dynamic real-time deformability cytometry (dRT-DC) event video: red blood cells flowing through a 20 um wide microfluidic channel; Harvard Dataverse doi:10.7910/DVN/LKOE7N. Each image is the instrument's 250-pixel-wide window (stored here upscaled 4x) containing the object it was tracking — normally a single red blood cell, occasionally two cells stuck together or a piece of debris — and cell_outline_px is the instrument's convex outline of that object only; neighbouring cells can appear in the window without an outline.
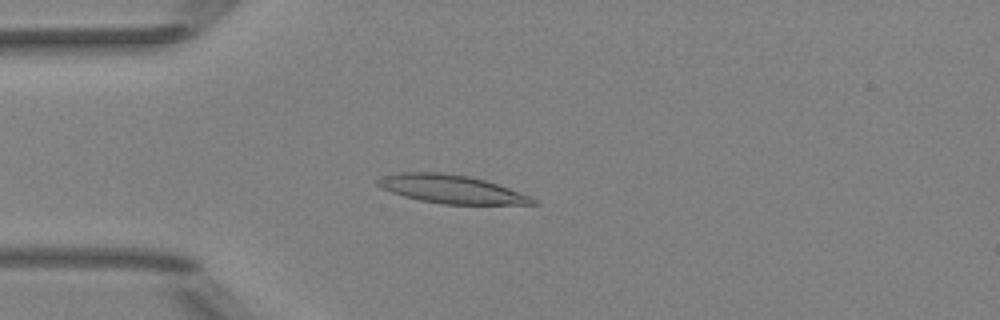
{"species": "Egyptian fruit bat (a non-hibernating species)", "species_latin": "Rousettus aegyptiacus", "temperature_condition": "room temperature", "stored_images_in_passage": 38, "camera_frame_rate_fps": 3000, "um_per_image_px": 0.085, "animal": {"sex": "female"}, "frame": {"image": 1, "passage_image": 1, "time_ms": 0.0, "image_size_px": [1000, 320], "cell_outline_px": [[540, 204], [444, 204], [420, 200], [404, 196], [380, 188], [376, 184], [376, 180], [380, 176], [400, 172], [440, 172], [468, 176], [484, 180], [508, 188], [528, 196], [536, 200]], "centroid_in_image_um": [38.29, 16.07], "position_along_channel_um": 46.7, "area_um2": 25.37}}
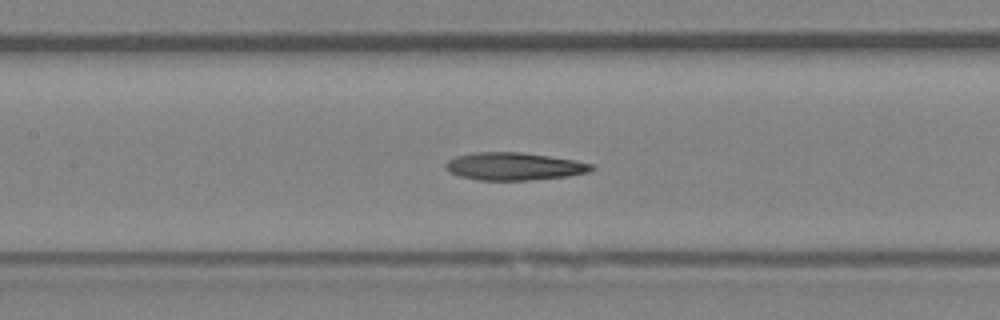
{"frame": {"image": 2, "passage_image": 11, "time_ms": 3.333, "image_size_px": [1000, 320], "cell_outline_px": [[596, 168], [588, 172], [568, 176], [532, 180], [480, 180], [460, 176], [448, 172], [444, 168], [444, 164], [448, 160], [456, 156], [476, 152], [520, 152], [576, 160], [592, 164]], "centroid_in_image_um": [43.68, 14.14], "position_along_channel_um": 163.7, "area_um2": 23.58}}
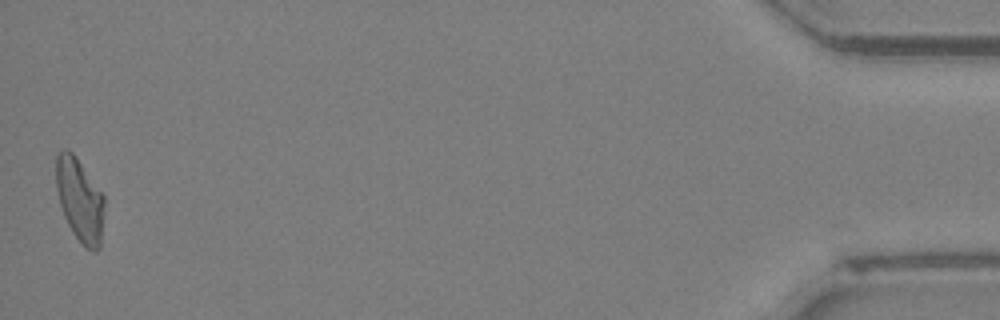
{"frame": {"image": 3, "passage_image": 38, "time_ms": 12.333, "image_size_px": [1000, 320], "cell_outline_px": [[104, 204], [100, 248], [96, 252], [92, 252], [84, 248], [72, 232], [64, 216], [60, 204], [56, 188], [56, 156], [64, 148], [72, 152], [76, 156], [104, 196]], "centroid_in_image_um": [6.78, 17.03], "position_along_channel_um": 428.4, "area_um2": 23.47}, "authors_computed_cell_mechanics": {"area_um2": 23.5535, "velocity_mm_per_s": 4.0043, "shape_relaxation_time_tau1_ms": 5.4127, "shape_relaxation_time_tau2_ms": 4.0835, "deformation_change_tau1": 0.1792, "deformation_change_tau2": 0.1344}}